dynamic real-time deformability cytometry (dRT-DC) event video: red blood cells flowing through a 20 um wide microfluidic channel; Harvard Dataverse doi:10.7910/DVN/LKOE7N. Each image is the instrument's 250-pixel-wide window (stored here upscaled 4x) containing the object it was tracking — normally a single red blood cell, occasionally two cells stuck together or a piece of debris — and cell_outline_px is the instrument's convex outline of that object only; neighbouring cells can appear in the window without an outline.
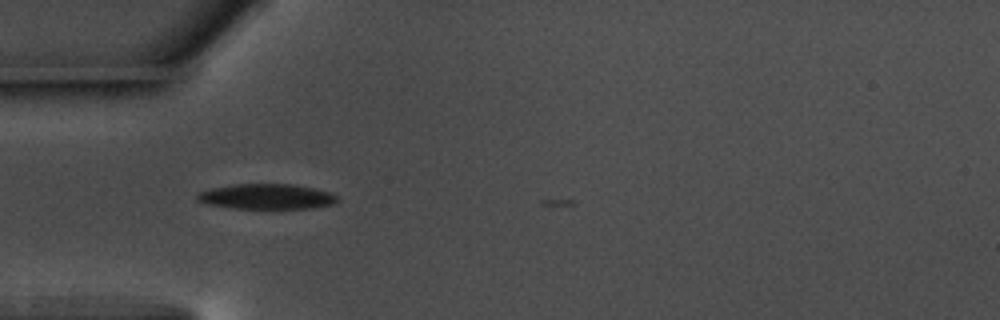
{"species": "common noctule bat (a hibernating species)", "species_latin": "Nyctalus noctula", "temperature_condition": "warm", "stored_images_in_passage": 6, "camera_frame_rate_fps": 3000, "um_per_image_px": 0.085, "animal": {"sex": "male", "body_mass_g": 17.5, "forearm_length_mm": 52.3}, "frame": {"image": 1, "passage_image": 4, "time_ms": 1.0, "image_size_px": [1000, 320], "cell_outline_px": [[340, 200], [332, 204], [312, 208], [232, 208], [208, 204], [196, 200], [196, 196], [200, 192], [212, 188], [236, 184], [292, 184], [312, 188], [328, 192], [336, 196]], "centroid_in_image_um": [22.65, 16.71], "position_along_channel_um": 62.3, "area_um2": 20.35}}